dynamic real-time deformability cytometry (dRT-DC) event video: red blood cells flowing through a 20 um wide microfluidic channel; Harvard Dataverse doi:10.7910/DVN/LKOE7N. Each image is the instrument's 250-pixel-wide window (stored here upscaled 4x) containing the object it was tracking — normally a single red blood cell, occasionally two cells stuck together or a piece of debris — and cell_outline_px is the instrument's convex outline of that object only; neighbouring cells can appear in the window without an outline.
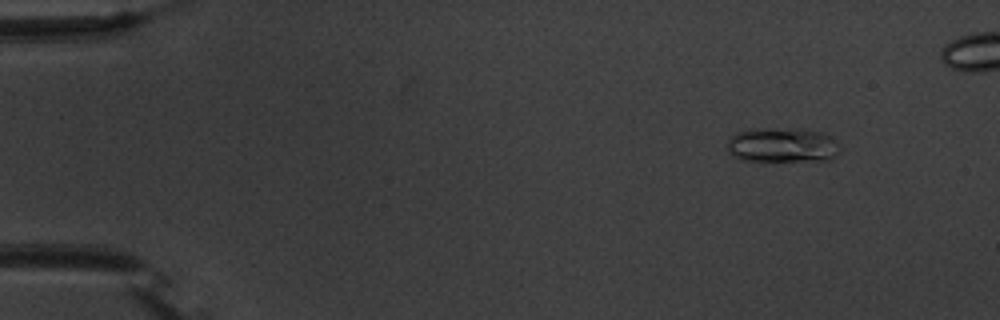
{"species": "common noctule bat (a hibernating species)", "species_latin": "Nyctalus noctula", "temperature_condition": "warm", "stored_images_in_passage": 53, "camera_frame_rate_fps": 3000, "um_per_image_px": 0.085, "animal": {"sex": "male", "body_mass_g": 20.1, "forearm_length_mm": 53.5}, "frame": {"image": 1, "passage_image": 7, "time_ms": 2.0, "image_size_px": [1000, 320], "cell_outline_px": [[840, 152], [832, 160], [740, 160], [728, 152], [728, 140], [736, 132], [756, 128], [796, 128], [824, 132], [832, 136], [840, 148]], "centroid_in_image_um": [66.54, 12.31], "position_along_channel_um": 18.5, "area_um2": 23.0}}
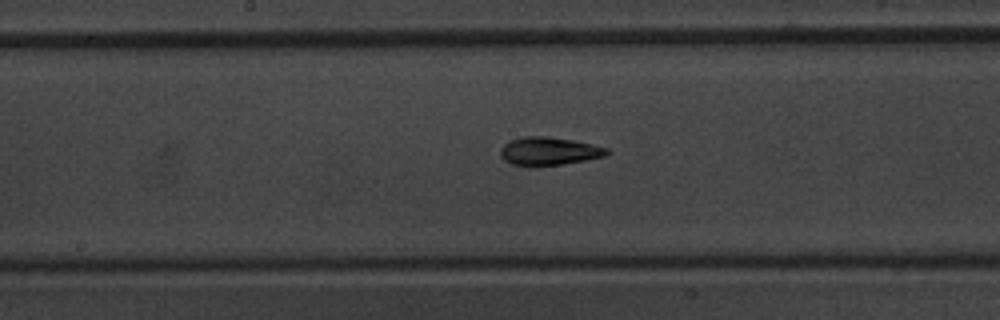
{"frame": {"image": 2, "passage_image": 30, "time_ms": 9.667, "image_size_px": [1000, 320], "cell_outline_px": [[608, 152], [604, 156], [584, 160], [560, 164], [532, 168], [528, 168], [512, 164], [504, 160], [500, 156], [500, 148], [504, 144], [520, 136], [548, 136], [572, 140], [592, 144], [608, 148]], "centroid_in_image_um": [46.58, 12.86], "position_along_channel_um": 201.6, "area_um2": 17.69}}
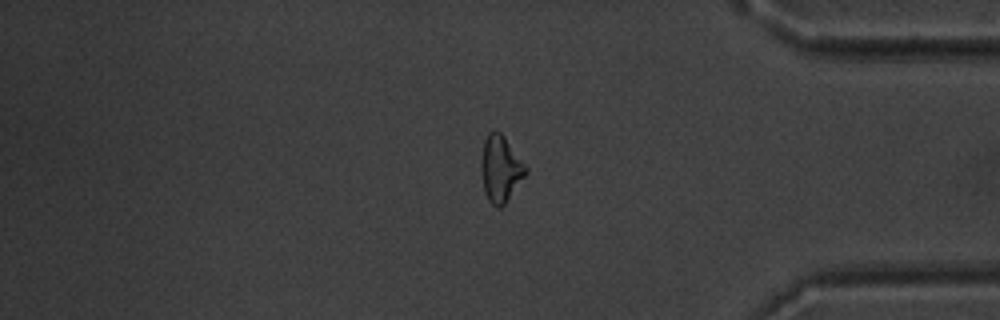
{"frame": {"image": 3, "passage_image": 47, "time_ms": 15.333, "image_size_px": [1000, 320], "cell_outline_px": [[528, 172], [504, 204], [500, 208], [496, 208], [488, 200], [484, 192], [480, 168], [480, 160], [484, 140], [488, 132], [500, 132], [504, 136], [528, 168]], "centroid_in_image_um": [42.53, 14.36], "position_along_channel_um": 392.7, "area_um2": 17.28}}